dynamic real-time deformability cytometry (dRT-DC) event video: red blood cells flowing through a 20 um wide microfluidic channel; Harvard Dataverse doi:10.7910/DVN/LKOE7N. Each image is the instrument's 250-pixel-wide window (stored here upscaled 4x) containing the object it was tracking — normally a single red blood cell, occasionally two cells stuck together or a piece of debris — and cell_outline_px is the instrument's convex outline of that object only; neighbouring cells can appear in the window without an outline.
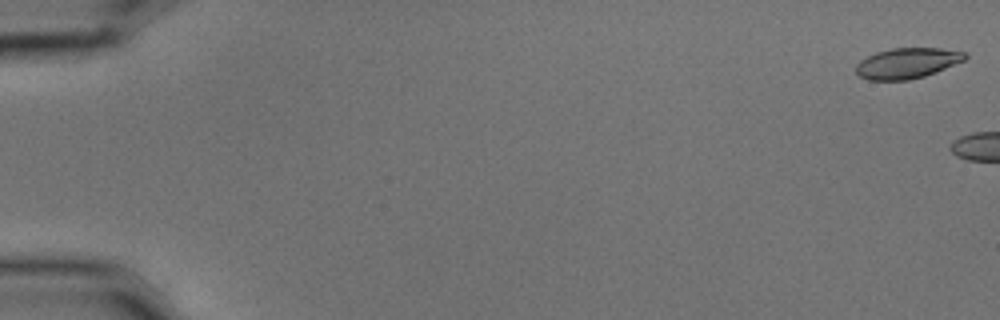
{"species": "common noctule bat (a hibernating species)", "species_latin": "Nyctalus noctula", "temperature_condition": "cold", "stored_images_in_passage": 5, "camera_frame_rate_fps": 3000, "um_per_image_px": 0.085, "animal": {"sex": "male", "body_mass_g": 15.6}, "frame": {"image": 1, "passage_image": 1, "time_ms": 0.0, "image_size_px": [1000, 320], "cell_outline_px": [[968, 56], [964, 60], [936, 72], [924, 76], [908, 80], [868, 80], [860, 76], [856, 72], [856, 64], [860, 60], [876, 52], [892, 48], [940, 48], [968, 52]], "centroid_in_image_um": [77.12, 5.36], "position_along_channel_um": 7.9, "area_um2": 19.42}}